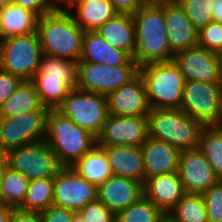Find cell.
I'll return each instance as SVG.
<instances>
[{
  "label": "cell",
  "mask_w": 222,
  "mask_h": 222,
  "mask_svg": "<svg viewBox=\"0 0 222 222\" xmlns=\"http://www.w3.org/2000/svg\"><path fill=\"white\" fill-rule=\"evenodd\" d=\"M132 16L136 34L133 59L138 67L173 60L175 53L166 35L164 0H148Z\"/></svg>",
  "instance_id": "1"
},
{
  "label": "cell",
  "mask_w": 222,
  "mask_h": 222,
  "mask_svg": "<svg viewBox=\"0 0 222 222\" xmlns=\"http://www.w3.org/2000/svg\"><path fill=\"white\" fill-rule=\"evenodd\" d=\"M43 54L78 62L85 31L70 11L53 10L38 18L37 29Z\"/></svg>",
  "instance_id": "2"
},
{
  "label": "cell",
  "mask_w": 222,
  "mask_h": 222,
  "mask_svg": "<svg viewBox=\"0 0 222 222\" xmlns=\"http://www.w3.org/2000/svg\"><path fill=\"white\" fill-rule=\"evenodd\" d=\"M62 167H72L97 145V136L56 109L47 115L46 138Z\"/></svg>",
  "instance_id": "3"
},
{
  "label": "cell",
  "mask_w": 222,
  "mask_h": 222,
  "mask_svg": "<svg viewBox=\"0 0 222 222\" xmlns=\"http://www.w3.org/2000/svg\"><path fill=\"white\" fill-rule=\"evenodd\" d=\"M152 109H180L185 80L174 60L139 67Z\"/></svg>",
  "instance_id": "4"
},
{
  "label": "cell",
  "mask_w": 222,
  "mask_h": 222,
  "mask_svg": "<svg viewBox=\"0 0 222 222\" xmlns=\"http://www.w3.org/2000/svg\"><path fill=\"white\" fill-rule=\"evenodd\" d=\"M148 136L163 140L180 150L199 147L204 127L181 109H152L147 115Z\"/></svg>",
  "instance_id": "5"
},
{
  "label": "cell",
  "mask_w": 222,
  "mask_h": 222,
  "mask_svg": "<svg viewBox=\"0 0 222 222\" xmlns=\"http://www.w3.org/2000/svg\"><path fill=\"white\" fill-rule=\"evenodd\" d=\"M42 57L43 49L37 32L0 41V68L22 80H32Z\"/></svg>",
  "instance_id": "6"
},
{
  "label": "cell",
  "mask_w": 222,
  "mask_h": 222,
  "mask_svg": "<svg viewBox=\"0 0 222 222\" xmlns=\"http://www.w3.org/2000/svg\"><path fill=\"white\" fill-rule=\"evenodd\" d=\"M56 110L96 136L109 116L105 95L78 88L71 89Z\"/></svg>",
  "instance_id": "7"
},
{
  "label": "cell",
  "mask_w": 222,
  "mask_h": 222,
  "mask_svg": "<svg viewBox=\"0 0 222 222\" xmlns=\"http://www.w3.org/2000/svg\"><path fill=\"white\" fill-rule=\"evenodd\" d=\"M180 109L203 126H220L222 82H185Z\"/></svg>",
  "instance_id": "8"
},
{
  "label": "cell",
  "mask_w": 222,
  "mask_h": 222,
  "mask_svg": "<svg viewBox=\"0 0 222 222\" xmlns=\"http://www.w3.org/2000/svg\"><path fill=\"white\" fill-rule=\"evenodd\" d=\"M138 69V65L109 66L78 61L76 88L107 96L133 79Z\"/></svg>",
  "instance_id": "9"
},
{
  "label": "cell",
  "mask_w": 222,
  "mask_h": 222,
  "mask_svg": "<svg viewBox=\"0 0 222 222\" xmlns=\"http://www.w3.org/2000/svg\"><path fill=\"white\" fill-rule=\"evenodd\" d=\"M6 155L8 167L23 174L30 181L54 178L62 167L46 141L11 149Z\"/></svg>",
  "instance_id": "10"
},
{
  "label": "cell",
  "mask_w": 222,
  "mask_h": 222,
  "mask_svg": "<svg viewBox=\"0 0 222 222\" xmlns=\"http://www.w3.org/2000/svg\"><path fill=\"white\" fill-rule=\"evenodd\" d=\"M50 110H34L12 118H0V150L7 152L35 142L45 141Z\"/></svg>",
  "instance_id": "11"
},
{
  "label": "cell",
  "mask_w": 222,
  "mask_h": 222,
  "mask_svg": "<svg viewBox=\"0 0 222 222\" xmlns=\"http://www.w3.org/2000/svg\"><path fill=\"white\" fill-rule=\"evenodd\" d=\"M98 199V188L72 167H61L54 177L53 205L78 212Z\"/></svg>",
  "instance_id": "12"
},
{
  "label": "cell",
  "mask_w": 222,
  "mask_h": 222,
  "mask_svg": "<svg viewBox=\"0 0 222 222\" xmlns=\"http://www.w3.org/2000/svg\"><path fill=\"white\" fill-rule=\"evenodd\" d=\"M147 138V116H117L109 114L100 134L97 136V145L100 147H141Z\"/></svg>",
  "instance_id": "13"
},
{
  "label": "cell",
  "mask_w": 222,
  "mask_h": 222,
  "mask_svg": "<svg viewBox=\"0 0 222 222\" xmlns=\"http://www.w3.org/2000/svg\"><path fill=\"white\" fill-rule=\"evenodd\" d=\"M174 62L185 82H222V69L218 53L199 45L174 54Z\"/></svg>",
  "instance_id": "14"
},
{
  "label": "cell",
  "mask_w": 222,
  "mask_h": 222,
  "mask_svg": "<svg viewBox=\"0 0 222 222\" xmlns=\"http://www.w3.org/2000/svg\"><path fill=\"white\" fill-rule=\"evenodd\" d=\"M178 174L186 193L203 194L220 180L199 147L181 150Z\"/></svg>",
  "instance_id": "15"
},
{
  "label": "cell",
  "mask_w": 222,
  "mask_h": 222,
  "mask_svg": "<svg viewBox=\"0 0 222 222\" xmlns=\"http://www.w3.org/2000/svg\"><path fill=\"white\" fill-rule=\"evenodd\" d=\"M106 98L110 115L147 116L150 111L145 85L139 73Z\"/></svg>",
  "instance_id": "16"
},
{
  "label": "cell",
  "mask_w": 222,
  "mask_h": 222,
  "mask_svg": "<svg viewBox=\"0 0 222 222\" xmlns=\"http://www.w3.org/2000/svg\"><path fill=\"white\" fill-rule=\"evenodd\" d=\"M166 35L174 53L198 45V30L177 0H164Z\"/></svg>",
  "instance_id": "17"
},
{
  "label": "cell",
  "mask_w": 222,
  "mask_h": 222,
  "mask_svg": "<svg viewBox=\"0 0 222 222\" xmlns=\"http://www.w3.org/2000/svg\"><path fill=\"white\" fill-rule=\"evenodd\" d=\"M144 196V184L112 175L98 187V200L117 215Z\"/></svg>",
  "instance_id": "18"
},
{
  "label": "cell",
  "mask_w": 222,
  "mask_h": 222,
  "mask_svg": "<svg viewBox=\"0 0 222 222\" xmlns=\"http://www.w3.org/2000/svg\"><path fill=\"white\" fill-rule=\"evenodd\" d=\"M185 194L178 172L152 176L144 183V196L166 216Z\"/></svg>",
  "instance_id": "19"
},
{
  "label": "cell",
  "mask_w": 222,
  "mask_h": 222,
  "mask_svg": "<svg viewBox=\"0 0 222 222\" xmlns=\"http://www.w3.org/2000/svg\"><path fill=\"white\" fill-rule=\"evenodd\" d=\"M145 181L152 176L178 172L181 150L169 143L148 136L141 146Z\"/></svg>",
  "instance_id": "20"
},
{
  "label": "cell",
  "mask_w": 222,
  "mask_h": 222,
  "mask_svg": "<svg viewBox=\"0 0 222 222\" xmlns=\"http://www.w3.org/2000/svg\"><path fill=\"white\" fill-rule=\"evenodd\" d=\"M79 61H90L109 66L137 65L126 51L112 47L96 31H85L82 56Z\"/></svg>",
  "instance_id": "21"
},
{
  "label": "cell",
  "mask_w": 222,
  "mask_h": 222,
  "mask_svg": "<svg viewBox=\"0 0 222 222\" xmlns=\"http://www.w3.org/2000/svg\"><path fill=\"white\" fill-rule=\"evenodd\" d=\"M108 157L114 176L126 177L145 183L144 159L141 147H102Z\"/></svg>",
  "instance_id": "22"
},
{
  "label": "cell",
  "mask_w": 222,
  "mask_h": 222,
  "mask_svg": "<svg viewBox=\"0 0 222 222\" xmlns=\"http://www.w3.org/2000/svg\"><path fill=\"white\" fill-rule=\"evenodd\" d=\"M95 31L112 47L126 51L133 58L136 34L132 15L118 13Z\"/></svg>",
  "instance_id": "23"
},
{
  "label": "cell",
  "mask_w": 222,
  "mask_h": 222,
  "mask_svg": "<svg viewBox=\"0 0 222 222\" xmlns=\"http://www.w3.org/2000/svg\"><path fill=\"white\" fill-rule=\"evenodd\" d=\"M75 7L77 15H71L84 31H95L118 14L109 0H83Z\"/></svg>",
  "instance_id": "24"
},
{
  "label": "cell",
  "mask_w": 222,
  "mask_h": 222,
  "mask_svg": "<svg viewBox=\"0 0 222 222\" xmlns=\"http://www.w3.org/2000/svg\"><path fill=\"white\" fill-rule=\"evenodd\" d=\"M72 168L97 188L113 175L107 154L98 145L83 155Z\"/></svg>",
  "instance_id": "25"
},
{
  "label": "cell",
  "mask_w": 222,
  "mask_h": 222,
  "mask_svg": "<svg viewBox=\"0 0 222 222\" xmlns=\"http://www.w3.org/2000/svg\"><path fill=\"white\" fill-rule=\"evenodd\" d=\"M34 110H50L45 107L31 80H23L14 94L0 106V118L17 117Z\"/></svg>",
  "instance_id": "26"
},
{
  "label": "cell",
  "mask_w": 222,
  "mask_h": 222,
  "mask_svg": "<svg viewBox=\"0 0 222 222\" xmlns=\"http://www.w3.org/2000/svg\"><path fill=\"white\" fill-rule=\"evenodd\" d=\"M2 40L36 32L38 17L14 2L0 9Z\"/></svg>",
  "instance_id": "27"
},
{
  "label": "cell",
  "mask_w": 222,
  "mask_h": 222,
  "mask_svg": "<svg viewBox=\"0 0 222 222\" xmlns=\"http://www.w3.org/2000/svg\"><path fill=\"white\" fill-rule=\"evenodd\" d=\"M41 103L49 109H57L72 89L62 78L35 74L31 80Z\"/></svg>",
  "instance_id": "28"
},
{
  "label": "cell",
  "mask_w": 222,
  "mask_h": 222,
  "mask_svg": "<svg viewBox=\"0 0 222 222\" xmlns=\"http://www.w3.org/2000/svg\"><path fill=\"white\" fill-rule=\"evenodd\" d=\"M168 222H208L202 194L186 193L167 214Z\"/></svg>",
  "instance_id": "29"
},
{
  "label": "cell",
  "mask_w": 222,
  "mask_h": 222,
  "mask_svg": "<svg viewBox=\"0 0 222 222\" xmlns=\"http://www.w3.org/2000/svg\"><path fill=\"white\" fill-rule=\"evenodd\" d=\"M30 180L8 167L0 186V204L19 208L25 200Z\"/></svg>",
  "instance_id": "30"
},
{
  "label": "cell",
  "mask_w": 222,
  "mask_h": 222,
  "mask_svg": "<svg viewBox=\"0 0 222 222\" xmlns=\"http://www.w3.org/2000/svg\"><path fill=\"white\" fill-rule=\"evenodd\" d=\"M54 178L31 180L27 194L20 209L27 211L42 212L53 205Z\"/></svg>",
  "instance_id": "31"
},
{
  "label": "cell",
  "mask_w": 222,
  "mask_h": 222,
  "mask_svg": "<svg viewBox=\"0 0 222 222\" xmlns=\"http://www.w3.org/2000/svg\"><path fill=\"white\" fill-rule=\"evenodd\" d=\"M199 148L215 174L222 180V126H204L200 134Z\"/></svg>",
  "instance_id": "32"
},
{
  "label": "cell",
  "mask_w": 222,
  "mask_h": 222,
  "mask_svg": "<svg viewBox=\"0 0 222 222\" xmlns=\"http://www.w3.org/2000/svg\"><path fill=\"white\" fill-rule=\"evenodd\" d=\"M167 216L145 196L116 215V222H165Z\"/></svg>",
  "instance_id": "33"
},
{
  "label": "cell",
  "mask_w": 222,
  "mask_h": 222,
  "mask_svg": "<svg viewBox=\"0 0 222 222\" xmlns=\"http://www.w3.org/2000/svg\"><path fill=\"white\" fill-rule=\"evenodd\" d=\"M36 74L62 78L73 89L77 83V62L43 54Z\"/></svg>",
  "instance_id": "34"
},
{
  "label": "cell",
  "mask_w": 222,
  "mask_h": 222,
  "mask_svg": "<svg viewBox=\"0 0 222 222\" xmlns=\"http://www.w3.org/2000/svg\"><path fill=\"white\" fill-rule=\"evenodd\" d=\"M199 31L213 21L212 0H177Z\"/></svg>",
  "instance_id": "35"
},
{
  "label": "cell",
  "mask_w": 222,
  "mask_h": 222,
  "mask_svg": "<svg viewBox=\"0 0 222 222\" xmlns=\"http://www.w3.org/2000/svg\"><path fill=\"white\" fill-rule=\"evenodd\" d=\"M202 195L208 222H222V180L213 184Z\"/></svg>",
  "instance_id": "36"
},
{
  "label": "cell",
  "mask_w": 222,
  "mask_h": 222,
  "mask_svg": "<svg viewBox=\"0 0 222 222\" xmlns=\"http://www.w3.org/2000/svg\"><path fill=\"white\" fill-rule=\"evenodd\" d=\"M198 45L220 53L222 51V24L212 21L198 31Z\"/></svg>",
  "instance_id": "37"
},
{
  "label": "cell",
  "mask_w": 222,
  "mask_h": 222,
  "mask_svg": "<svg viewBox=\"0 0 222 222\" xmlns=\"http://www.w3.org/2000/svg\"><path fill=\"white\" fill-rule=\"evenodd\" d=\"M78 213L86 222H116V215L98 199L88 203Z\"/></svg>",
  "instance_id": "38"
},
{
  "label": "cell",
  "mask_w": 222,
  "mask_h": 222,
  "mask_svg": "<svg viewBox=\"0 0 222 222\" xmlns=\"http://www.w3.org/2000/svg\"><path fill=\"white\" fill-rule=\"evenodd\" d=\"M23 80L0 68V106L16 91Z\"/></svg>",
  "instance_id": "39"
},
{
  "label": "cell",
  "mask_w": 222,
  "mask_h": 222,
  "mask_svg": "<svg viewBox=\"0 0 222 222\" xmlns=\"http://www.w3.org/2000/svg\"><path fill=\"white\" fill-rule=\"evenodd\" d=\"M13 2L34 13L38 18L54 10L53 0H13Z\"/></svg>",
  "instance_id": "40"
},
{
  "label": "cell",
  "mask_w": 222,
  "mask_h": 222,
  "mask_svg": "<svg viewBox=\"0 0 222 222\" xmlns=\"http://www.w3.org/2000/svg\"><path fill=\"white\" fill-rule=\"evenodd\" d=\"M40 213L43 222H72L75 212L56 205H51Z\"/></svg>",
  "instance_id": "41"
},
{
  "label": "cell",
  "mask_w": 222,
  "mask_h": 222,
  "mask_svg": "<svg viewBox=\"0 0 222 222\" xmlns=\"http://www.w3.org/2000/svg\"><path fill=\"white\" fill-rule=\"evenodd\" d=\"M114 5L116 11L121 14L133 15L147 0H109Z\"/></svg>",
  "instance_id": "42"
},
{
  "label": "cell",
  "mask_w": 222,
  "mask_h": 222,
  "mask_svg": "<svg viewBox=\"0 0 222 222\" xmlns=\"http://www.w3.org/2000/svg\"><path fill=\"white\" fill-rule=\"evenodd\" d=\"M9 222H43L40 212L13 208Z\"/></svg>",
  "instance_id": "43"
},
{
  "label": "cell",
  "mask_w": 222,
  "mask_h": 222,
  "mask_svg": "<svg viewBox=\"0 0 222 222\" xmlns=\"http://www.w3.org/2000/svg\"><path fill=\"white\" fill-rule=\"evenodd\" d=\"M81 1H83V0H53V7H54V10H58V11H70V10L64 8L63 4L68 5L67 7L68 8L70 7V9H71L72 7L75 8V6H77ZM60 4H62V5H60Z\"/></svg>",
  "instance_id": "44"
},
{
  "label": "cell",
  "mask_w": 222,
  "mask_h": 222,
  "mask_svg": "<svg viewBox=\"0 0 222 222\" xmlns=\"http://www.w3.org/2000/svg\"><path fill=\"white\" fill-rule=\"evenodd\" d=\"M213 21L222 24V0H212Z\"/></svg>",
  "instance_id": "45"
},
{
  "label": "cell",
  "mask_w": 222,
  "mask_h": 222,
  "mask_svg": "<svg viewBox=\"0 0 222 222\" xmlns=\"http://www.w3.org/2000/svg\"><path fill=\"white\" fill-rule=\"evenodd\" d=\"M7 168H8V160L6 152L0 150V186L3 181V177Z\"/></svg>",
  "instance_id": "46"
},
{
  "label": "cell",
  "mask_w": 222,
  "mask_h": 222,
  "mask_svg": "<svg viewBox=\"0 0 222 222\" xmlns=\"http://www.w3.org/2000/svg\"><path fill=\"white\" fill-rule=\"evenodd\" d=\"M13 207L0 204V222H9Z\"/></svg>",
  "instance_id": "47"
},
{
  "label": "cell",
  "mask_w": 222,
  "mask_h": 222,
  "mask_svg": "<svg viewBox=\"0 0 222 222\" xmlns=\"http://www.w3.org/2000/svg\"><path fill=\"white\" fill-rule=\"evenodd\" d=\"M72 222H86V220L80 216L78 212L74 213Z\"/></svg>",
  "instance_id": "48"
},
{
  "label": "cell",
  "mask_w": 222,
  "mask_h": 222,
  "mask_svg": "<svg viewBox=\"0 0 222 222\" xmlns=\"http://www.w3.org/2000/svg\"><path fill=\"white\" fill-rule=\"evenodd\" d=\"M13 3V0H0V9Z\"/></svg>",
  "instance_id": "49"
},
{
  "label": "cell",
  "mask_w": 222,
  "mask_h": 222,
  "mask_svg": "<svg viewBox=\"0 0 222 222\" xmlns=\"http://www.w3.org/2000/svg\"><path fill=\"white\" fill-rule=\"evenodd\" d=\"M2 40V26H1V14H0V41Z\"/></svg>",
  "instance_id": "50"
},
{
  "label": "cell",
  "mask_w": 222,
  "mask_h": 222,
  "mask_svg": "<svg viewBox=\"0 0 222 222\" xmlns=\"http://www.w3.org/2000/svg\"><path fill=\"white\" fill-rule=\"evenodd\" d=\"M218 55H219V58H220L221 69H222V51Z\"/></svg>",
  "instance_id": "51"
},
{
  "label": "cell",
  "mask_w": 222,
  "mask_h": 222,
  "mask_svg": "<svg viewBox=\"0 0 222 222\" xmlns=\"http://www.w3.org/2000/svg\"><path fill=\"white\" fill-rule=\"evenodd\" d=\"M220 126H222V110H221V115H220Z\"/></svg>",
  "instance_id": "52"
}]
</instances>
